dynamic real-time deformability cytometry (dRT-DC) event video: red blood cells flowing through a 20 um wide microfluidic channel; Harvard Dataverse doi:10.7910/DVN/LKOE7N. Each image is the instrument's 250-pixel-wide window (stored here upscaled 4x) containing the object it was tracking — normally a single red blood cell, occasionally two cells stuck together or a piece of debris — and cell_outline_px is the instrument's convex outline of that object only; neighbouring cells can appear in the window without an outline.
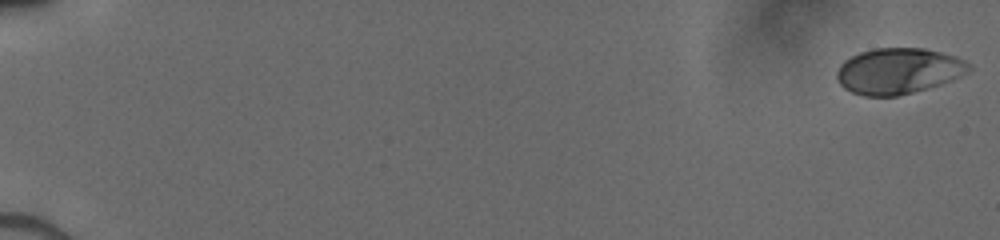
{"species": "human", "species_latin": "Homo sapiens", "temperature_condition": "cold", "stored_images_in_passage": 52, "camera_frame_rate_fps": 3000, "um_per_image_px": 0.085, "donor": {"sex": "male"}, "frame": {"image": 1, "passage_image": 1, "time_ms": 0.0, "image_size_px": [1000, 240], "cell_outline_px": [[972, 68], [968, 72], [952, 80], [928, 88], [896, 96], [864, 96], [852, 92], [844, 88], [836, 80], [836, 72], [840, 64], [844, 60], [860, 52], [876, 48], [924, 48], [956, 56], [972, 64]], "centroid_in_image_um": [76.36, 6.03], "position_along_channel_um": 8.6, "area_um2": 35.43}}
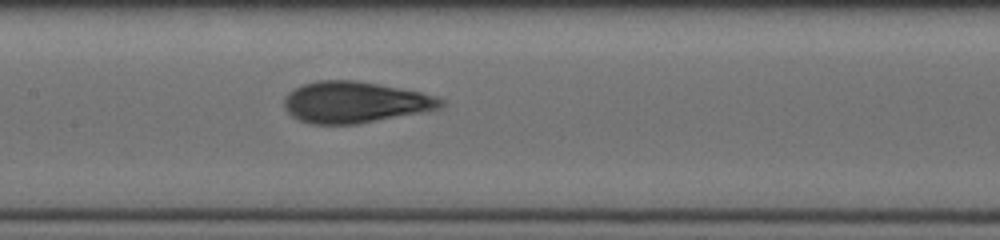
{"frame": {"image": 2, "passage_image": 28, "time_ms": 9.0, "image_size_px": [1000, 240], "cell_outline_px": [[444, 104], [440, 108], [420, 112], [356, 124], [312, 124], [300, 120], [292, 116], [284, 108], [284, 96], [288, 92], [304, 84], [316, 80], [356, 80], [420, 92], [436, 96], [444, 100]], "centroid_in_image_um": [30.13, 8.68], "position_along_channel_um": 177.3, "area_um2": 37.4}}
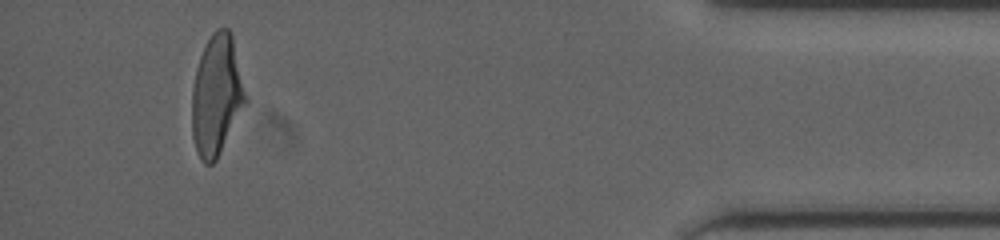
{"frame": {"image": 3, "passage_image": 49, "time_ms": 16.0, "image_size_px": [1000, 240], "cell_outline_px": [[248, 100], [216, 160], [212, 164], [204, 164], [200, 160], [196, 152], [192, 136], [192, 88], [196, 68], [200, 56], [212, 32], [216, 28], [228, 28], [232, 36]], "centroid_in_image_um": [18.4, 8.13], "position_along_channel_um": 416.8, "area_um2": 37.63}}